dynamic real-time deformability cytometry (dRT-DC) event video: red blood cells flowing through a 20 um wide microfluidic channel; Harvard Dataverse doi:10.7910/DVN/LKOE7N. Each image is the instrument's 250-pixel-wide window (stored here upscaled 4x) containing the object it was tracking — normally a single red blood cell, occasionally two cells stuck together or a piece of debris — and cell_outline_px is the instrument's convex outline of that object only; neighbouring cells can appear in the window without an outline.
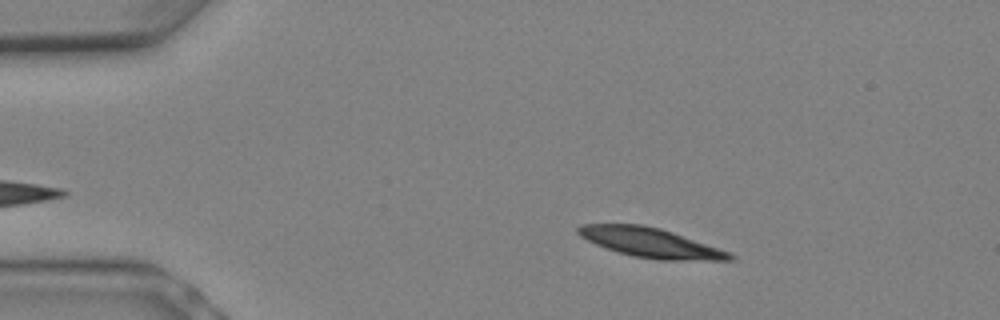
{"species": "Egyptian fruit bat (a non-hibernating species)", "species_latin": "Rousettus aegyptiacus", "temperature_condition": "warm", "stored_images_in_passage": 8, "camera_frame_rate_fps": 3000, "um_per_image_px": 0.085, "animal": {"sex": "female"}, "frame": {"image": 1, "passage_image": 4, "time_ms": 1.0, "image_size_px": [1000, 320], "cell_outline_px": [[736, 256], [732, 260], [660, 260], [632, 256], [596, 244], [580, 236], [576, 232], [576, 228], [580, 224], [640, 224], [660, 228], [732, 252]], "centroid_in_image_um": [55.32, 20.63], "position_along_channel_um": 29.7, "area_um2": 25.95}}
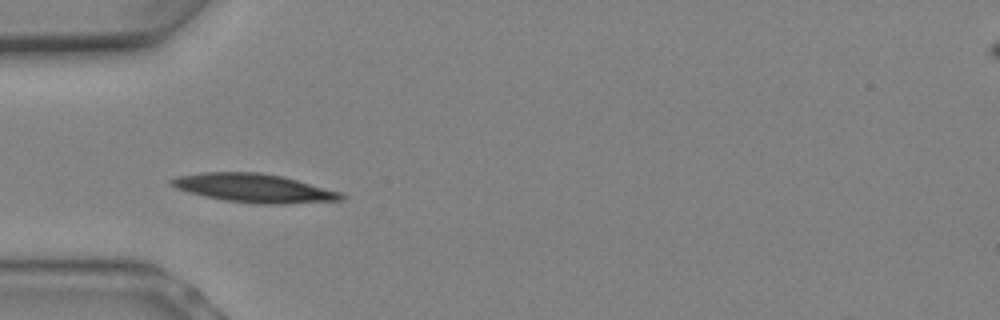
{"frame": {"image": 2, "passage_image": 7, "time_ms": 2.0, "image_size_px": [1000, 320], "cell_outline_px": [[348, 196], [344, 200], [280, 204], [256, 204], [224, 200], [204, 196], [188, 192], [176, 188], [168, 184], [168, 180], [176, 176], [200, 172], [260, 172], [280, 176], [296, 180], [340, 192]], "centroid_in_image_um": [21.54, 15.99], "position_along_channel_um": 63.5, "area_um2": 28.38}}